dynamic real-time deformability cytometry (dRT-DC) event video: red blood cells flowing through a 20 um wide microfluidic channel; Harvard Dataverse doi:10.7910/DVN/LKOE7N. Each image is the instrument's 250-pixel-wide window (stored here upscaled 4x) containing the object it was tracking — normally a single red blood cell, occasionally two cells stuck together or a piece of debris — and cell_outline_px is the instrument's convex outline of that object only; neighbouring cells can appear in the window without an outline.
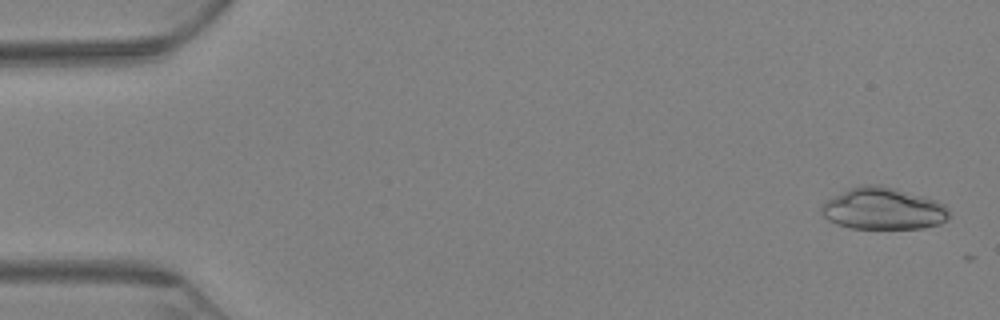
{"species": "Egyptian fruit bat (a non-hibernating species)", "species_latin": "Rousettus aegyptiacus", "temperature_condition": "warm", "stored_images_in_passage": 7, "camera_frame_rate_fps": 3000, "um_per_image_px": 0.085, "animal": {"sex": "female"}, "frame": {"image": 1, "passage_image": 2, "time_ms": 0.333, "image_size_px": [1000, 320], "cell_outline_px": [[948, 220], [940, 224], [924, 228], [852, 228], [836, 224], [828, 220], [820, 212], [820, 204], [824, 200], [848, 188], [860, 184], [880, 184], [896, 188], [924, 196], [936, 200], [944, 204], [948, 212]], "centroid_in_image_um": [75.03, 17.72], "position_along_channel_um": 10.0, "area_um2": 31.62}}